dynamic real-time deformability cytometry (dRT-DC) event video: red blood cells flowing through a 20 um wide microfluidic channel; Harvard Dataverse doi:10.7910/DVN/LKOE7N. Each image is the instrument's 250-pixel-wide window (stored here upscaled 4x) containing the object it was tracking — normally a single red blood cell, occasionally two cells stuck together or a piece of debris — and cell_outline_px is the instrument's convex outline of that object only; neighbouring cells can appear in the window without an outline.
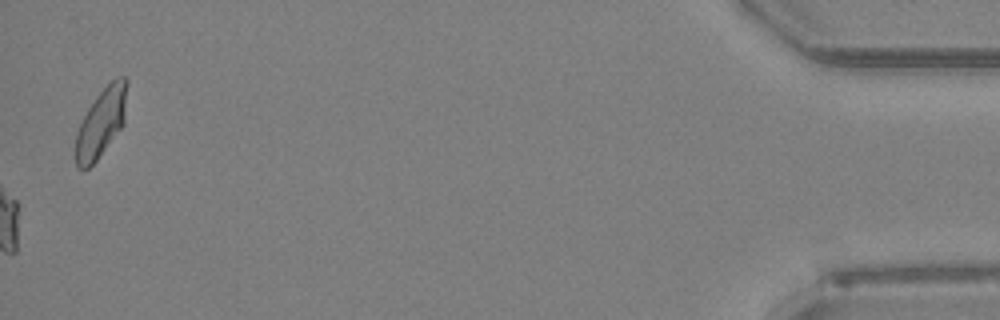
{"species": "Egyptian fruit bat (a non-hibernating species)", "species_latin": "Rousettus aegyptiacus", "temperature_condition": "room temperature", "stored_images_in_passage": 44, "camera_frame_rate_fps": 3000, "um_per_image_px": 0.085, "animal": {"sex": "female"}, "frame": {"image": 1, "passage_image": 44, "time_ms": 14.333, "image_size_px": [1000, 320], "cell_outline_px": [[128, 84], [124, 124], [96, 160], [88, 168], [76, 168], [76, 132], [88, 108], [96, 96], [116, 76], [124, 76], [128, 80]], "centroid_in_image_um": [8.63, 10.38], "position_along_channel_um": 426.6, "area_um2": 20.4}, "authors_computed_cell_mechanics": {"area_um2": 23.0911, "velocity_mm_per_s": 4.0386, "shape_relaxation_time_tau1_ms": null, "shape_relaxation_time_tau2_ms": 2.6296, "deformation_change_tau1": null, "deformation_change_tau2": 0.0784}}